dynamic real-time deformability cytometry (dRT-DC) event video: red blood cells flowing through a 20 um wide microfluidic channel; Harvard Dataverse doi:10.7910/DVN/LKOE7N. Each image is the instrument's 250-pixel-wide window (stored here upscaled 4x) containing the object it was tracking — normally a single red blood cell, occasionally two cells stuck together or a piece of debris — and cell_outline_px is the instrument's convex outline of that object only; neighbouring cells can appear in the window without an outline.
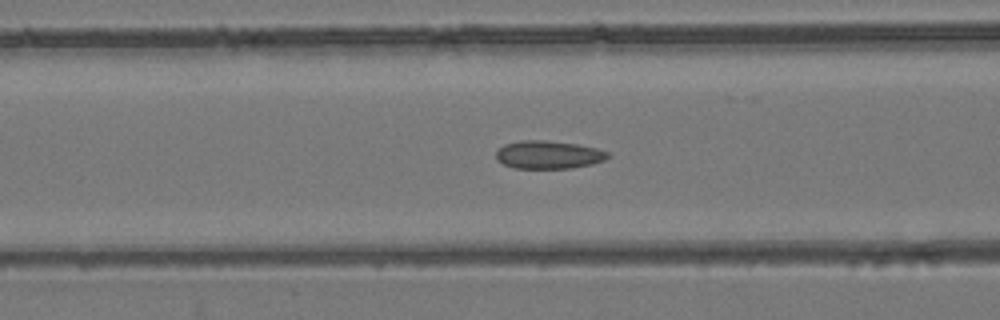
{"species": "common noctule bat (a hibernating species)", "species_latin": "Nyctalus noctula", "temperature_condition": "room temperature", "stored_images_in_passage": 54, "camera_frame_rate_fps": 3000, "um_per_image_px": 0.085, "animal": {"sex": "female", "body_mass_g": 24.6, "forearm_length_mm": 56.2}, "frame": {"image": 1, "passage_image": 22, "time_ms": 7.0, "image_size_px": [1000, 320], "cell_outline_px": [[608, 156], [604, 160], [592, 164], [572, 168], [512, 168], [496, 160], [496, 152], [504, 144], [520, 140], [544, 140], [576, 144], [596, 148], [608, 152]], "centroid_in_image_um": [46.58, 13.15], "position_along_channel_um": 120.0, "area_um2": 18.21}}
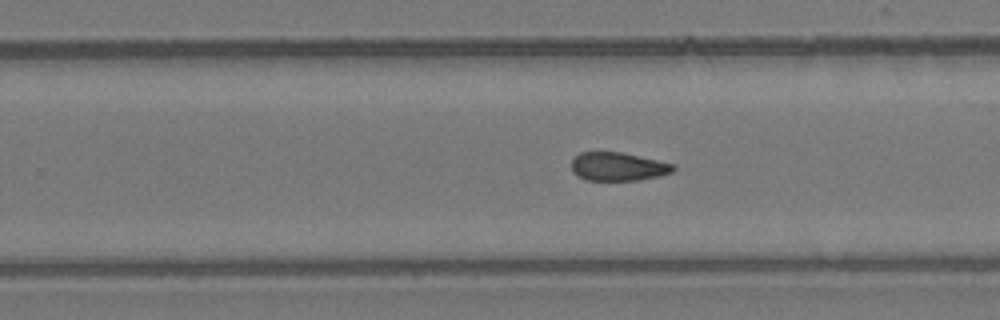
{"frame": {"image": 2, "passage_image": 34, "time_ms": 11.0, "image_size_px": [1000, 320], "cell_outline_px": [[676, 168], [672, 172], [660, 176], [640, 180], [584, 180], [576, 176], [572, 172], [572, 160], [580, 152], [620, 152], [676, 164]], "centroid_in_image_um": [52.54, 14.17], "position_along_channel_um": 277.3, "area_um2": 16.99}}
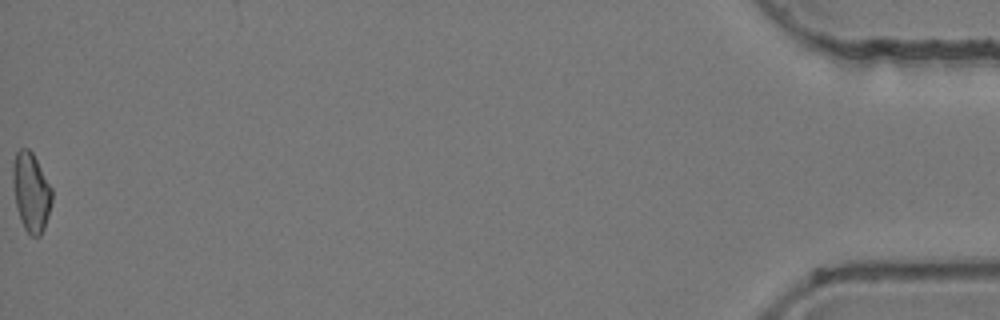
{"frame": {"image": 3, "passage_image": 54, "time_ms": 17.667, "image_size_px": [1000, 320], "cell_outline_px": [[52, 200], [48, 216], [44, 228], [40, 236], [32, 236], [24, 228], [20, 220], [16, 204], [12, 184], [12, 164], [16, 152], [20, 148], [28, 148], [32, 152], [52, 188]], "centroid_in_image_um": [2.63, 16.31], "position_along_channel_um": 432.6, "area_um2": 18.03}, "authors_computed_cell_mechanics": {"area_um2": 17.9758, "velocity_mm_per_s": 3.9393, "shape_relaxation_time_tau1_ms": null, "shape_relaxation_time_tau2_ms": 2.617, "deformation_change_tau1": null, "deformation_change_tau2": 0.0934}}